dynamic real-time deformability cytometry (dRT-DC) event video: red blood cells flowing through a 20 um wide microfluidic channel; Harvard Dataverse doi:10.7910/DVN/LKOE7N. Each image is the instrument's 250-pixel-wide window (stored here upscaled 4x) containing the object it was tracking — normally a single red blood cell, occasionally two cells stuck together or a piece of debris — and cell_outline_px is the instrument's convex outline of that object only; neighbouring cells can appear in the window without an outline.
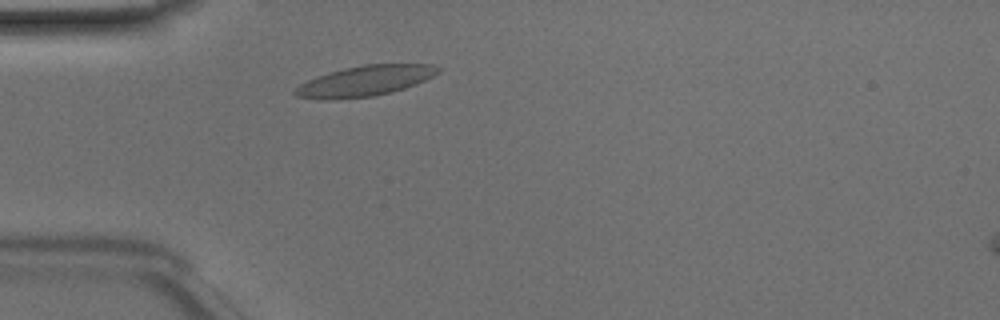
{"species": "Egyptian fruit bat (a non-hibernating species)", "species_latin": "Rousettus aegyptiacus", "temperature_condition": "room temperature", "stored_images_in_passage": 41, "camera_frame_rate_fps": 3000, "um_per_image_px": 0.085, "animal": {"sex": "male"}, "frame": {"image": 1, "passage_image": 6, "time_ms": 1.667, "image_size_px": [1000, 320], "cell_outline_px": [[440, 72], [416, 84], [392, 92], [372, 96], [328, 100], [296, 96], [292, 92], [300, 84], [308, 80], [344, 68], [364, 64], [432, 64], [440, 68]], "centroid_in_image_um": [31.04, 6.88], "position_along_channel_um": 54.0, "area_um2": 25.03}}
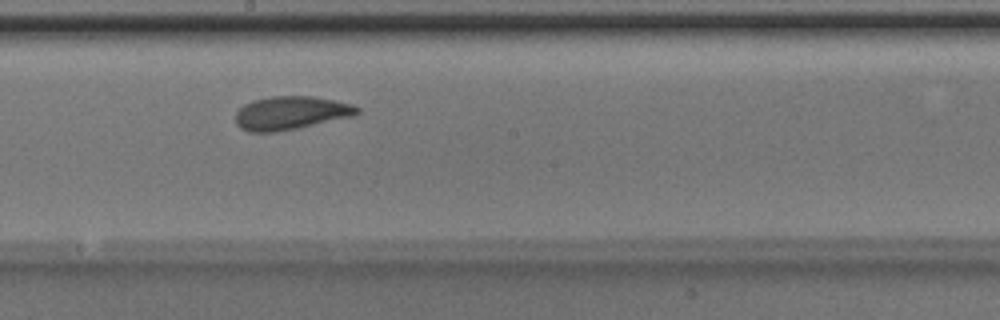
{"frame": {"image": 2, "passage_image": 19, "time_ms": 6.0, "image_size_px": [1000, 320], "cell_outline_px": [[360, 112], [356, 116], [296, 128], [272, 132], [252, 132], [240, 128], [236, 124], [236, 112], [244, 104], [252, 100], [272, 96], [312, 96], [336, 100], [352, 104], [360, 108]], "centroid_in_image_um": [24.75, 9.59], "position_along_channel_um": 223.5, "area_um2": 23.76}}
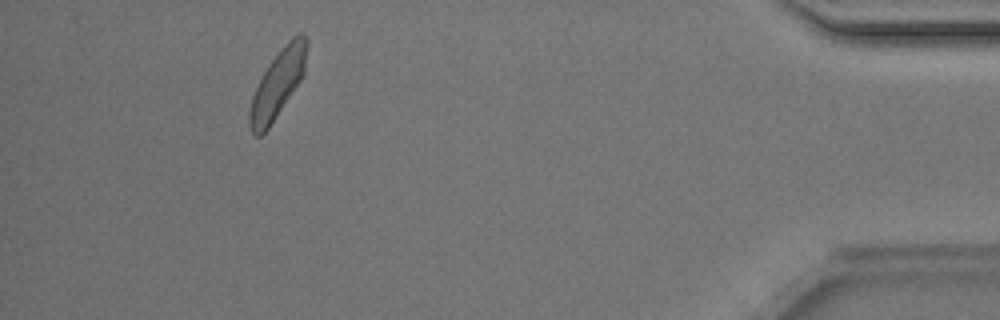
{"frame": {"image": 3, "passage_image": 37, "time_ms": 12.0, "image_size_px": [1000, 320], "cell_outline_px": [[308, 44], [304, 72], [300, 80], [268, 128], [260, 136], [252, 136], [248, 124], [248, 112], [252, 96], [268, 64], [288, 40], [292, 36], [300, 32], [304, 32], [308, 40]], "centroid_in_image_um": [23.59, 7.11], "position_along_channel_um": 411.6, "area_um2": 22.37}, "authors_computed_cell_mechanics": {"area_um2": 22.9466, "velocity_mm_per_s": 4.1172, "shape_relaxation_time_tau1_ms": 2.489, "shape_relaxation_time_tau2_ms": 1.2723, "deformation_change_tau1": 0.1006, "deformation_change_tau2": 0.0592}}